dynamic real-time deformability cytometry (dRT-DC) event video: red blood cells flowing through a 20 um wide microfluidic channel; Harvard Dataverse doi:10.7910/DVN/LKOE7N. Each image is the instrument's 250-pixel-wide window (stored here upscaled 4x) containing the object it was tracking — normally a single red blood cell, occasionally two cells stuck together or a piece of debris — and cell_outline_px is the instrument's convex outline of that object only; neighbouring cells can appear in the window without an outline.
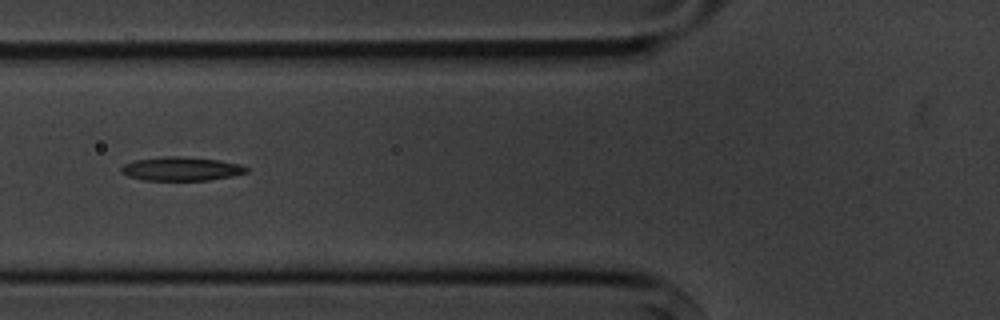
{"species": "common noctule bat (a hibernating species)", "species_latin": "Nyctalus noctula", "temperature_condition": "cold", "stored_images_in_passage": 5, "camera_frame_rate_fps": 3000, "um_per_image_px": 0.085, "animal": {"sex": "male", "body_mass_g": 20.1, "forearm_length_mm": 53.5}, "frame": {"image": 1, "passage_image": 4, "time_ms": 3.333, "image_size_px": [1000, 320], "cell_outline_px": [[248, 172], [232, 176], [208, 180], [144, 180], [128, 176], [120, 172], [120, 168], [124, 164], [136, 160], [164, 156], [176, 156], [216, 160], [240, 164], [248, 168]], "centroid_in_image_um": [15.39, 14.35], "position_along_channel_um": 110.4, "area_um2": 17.17}}
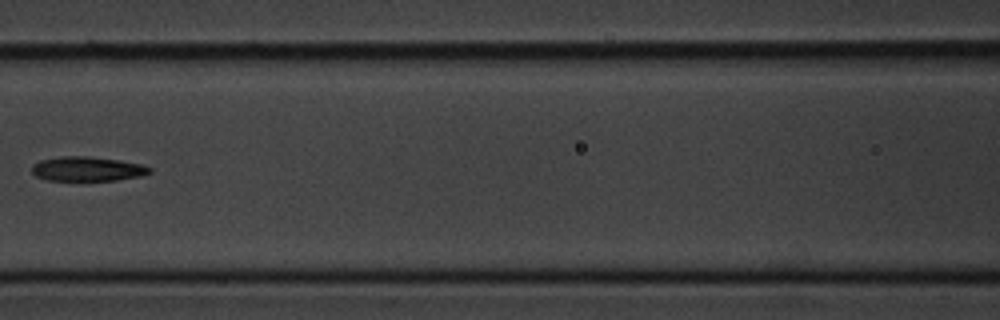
{"frame": {"image": 2, "passage_image": 5, "time_ms": 4.667, "image_size_px": [1000, 320], "cell_outline_px": [[152, 172], [140, 176], [116, 180], [48, 180], [36, 176], [32, 172], [32, 164], [40, 160], [60, 156], [88, 156], [116, 160], [140, 164], [152, 168]], "centroid_in_image_um": [7.4, 14.35], "position_along_channel_um": 159.2, "area_um2": 16.65}}